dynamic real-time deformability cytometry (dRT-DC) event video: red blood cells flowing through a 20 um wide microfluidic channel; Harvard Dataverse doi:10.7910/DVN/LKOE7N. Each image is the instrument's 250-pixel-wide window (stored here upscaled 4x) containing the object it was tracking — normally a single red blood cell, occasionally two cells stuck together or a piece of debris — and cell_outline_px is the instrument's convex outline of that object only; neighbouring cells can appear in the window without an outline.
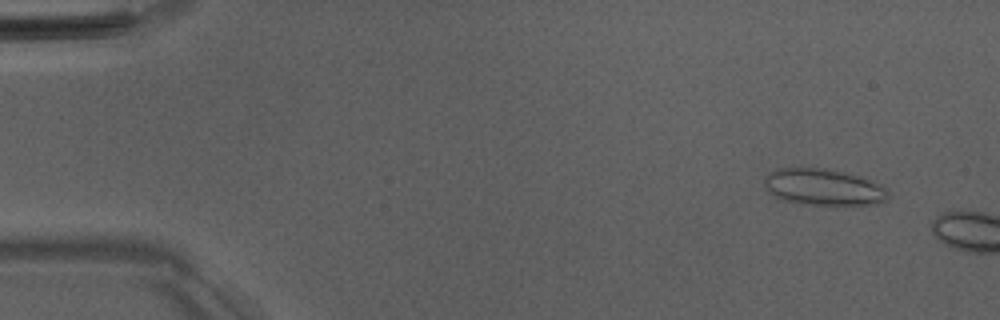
{"species": "Egyptian fruit bat (a non-hibernating species)", "species_latin": "Rousettus aegyptiacus", "temperature_condition": "room temperature", "stored_images_in_passage": 7, "camera_frame_rate_fps": 3000, "um_per_image_px": 0.085, "animal": {"sex": "male"}, "frame": {"image": 1, "passage_image": 4, "time_ms": 1.0, "image_size_px": [1000, 320], "cell_outline_px": [[888, 196], [884, 200], [868, 204], [808, 204], [784, 200], [776, 196], [764, 184], [764, 176], [780, 168], [824, 168], [844, 172], [860, 176], [880, 184], [888, 192]], "centroid_in_image_um": [69.99, 15.88], "position_along_channel_um": 15.0, "area_um2": 25.61}}